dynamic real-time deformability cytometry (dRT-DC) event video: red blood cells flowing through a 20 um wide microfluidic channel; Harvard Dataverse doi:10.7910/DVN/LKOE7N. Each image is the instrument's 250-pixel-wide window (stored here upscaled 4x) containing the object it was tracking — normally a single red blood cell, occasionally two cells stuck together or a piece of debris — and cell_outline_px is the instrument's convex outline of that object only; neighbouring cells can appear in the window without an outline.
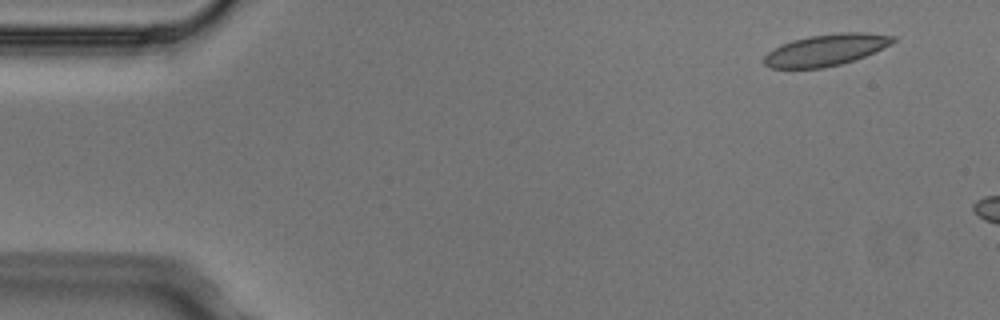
{"species": "Egyptian fruit bat (a non-hibernating species)", "species_latin": "Rousettus aegyptiacus", "temperature_condition": "cold", "stored_images_in_passage": 3, "camera_frame_rate_fps": 3000, "um_per_image_px": 0.085, "animal": {"sex": "male"}, "frame": {"image": 1, "passage_image": 1, "time_ms": 0.0, "image_size_px": [1000, 320], "cell_outline_px": [[896, 40], [892, 44], [864, 56], [840, 64], [820, 68], [772, 68], [764, 64], [764, 56], [768, 52], [780, 44], [792, 40], [808, 36], [840, 32], [864, 32], [896, 36]], "centroid_in_image_um": [70.2, 4.23], "position_along_channel_um": 14.8, "area_um2": 23.64}}